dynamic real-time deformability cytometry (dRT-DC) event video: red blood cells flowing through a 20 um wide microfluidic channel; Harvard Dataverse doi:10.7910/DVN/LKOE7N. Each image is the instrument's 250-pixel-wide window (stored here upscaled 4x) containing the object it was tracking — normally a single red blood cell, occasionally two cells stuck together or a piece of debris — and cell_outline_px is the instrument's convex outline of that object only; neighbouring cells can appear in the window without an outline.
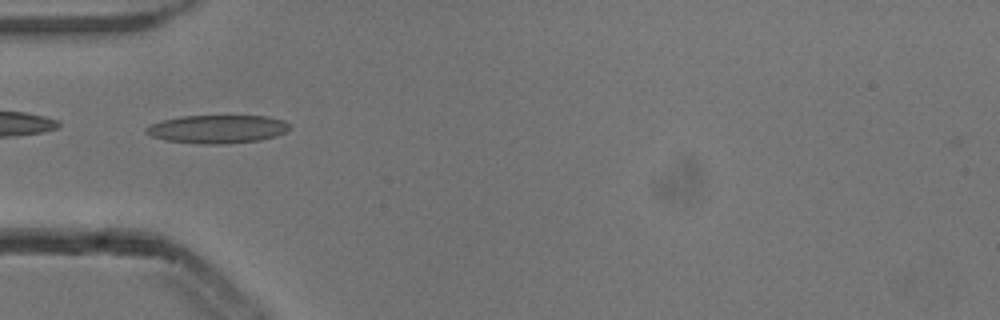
{"species": "common noctule bat (a hibernating species)", "species_latin": "Nyctalus noctula", "temperature_condition": "cold", "stored_images_in_passage": 7, "camera_frame_rate_fps": 3000, "um_per_image_px": 0.085, "animal": {"sex": "male", "body_mass_g": 13.3}, "frame": {"image": 1, "passage_image": 4, "time_ms": 1.0, "image_size_px": [1000, 320], "cell_outline_px": [[292, 128], [276, 136], [260, 140], [224, 144], [200, 144], [164, 140], [152, 136], [144, 132], [144, 128], [152, 124], [164, 120], [180, 116], [268, 116], [284, 120]], "centroid_in_image_um": [18.48, 10.97], "position_along_channel_um": 66.5, "area_um2": 23.7}}
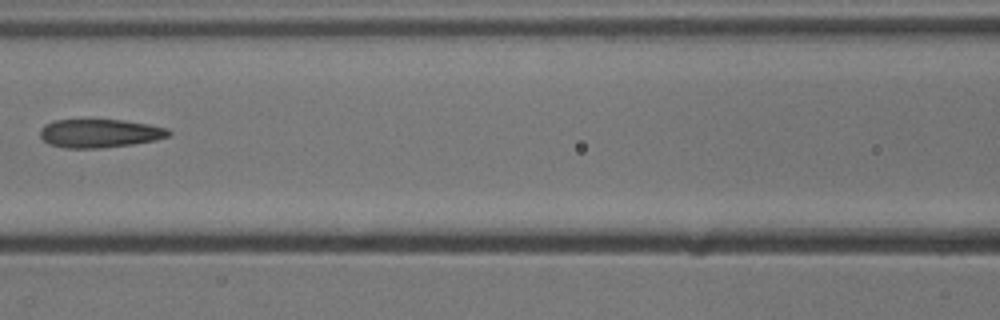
{"frame": {"image": 2, "passage_image": 6, "time_ms": 1.667, "image_size_px": [1000, 320], "cell_outline_px": [[172, 132], [168, 136], [156, 140], [132, 144], [100, 148], [64, 148], [52, 144], [44, 140], [40, 136], [40, 128], [44, 124], [52, 120], [124, 120], [148, 124], [168, 128]], "centroid_in_image_um": [8.48, 11.32], "position_along_channel_um": 158.1, "area_um2": 21.33}}
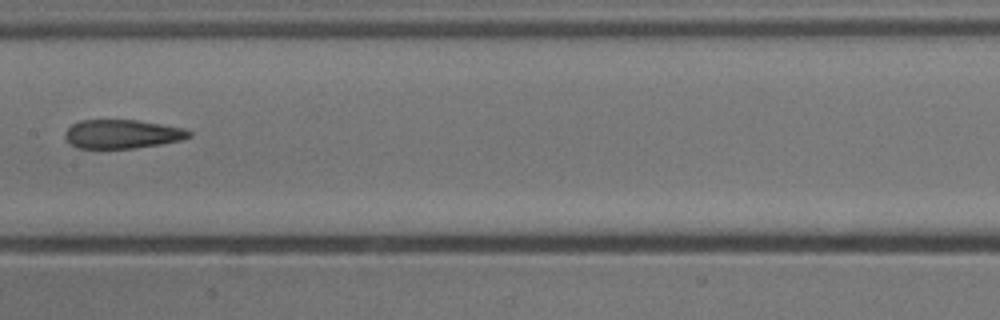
{"frame": {"image": 3, "passage_image": 7, "time_ms": 2.0, "image_size_px": [1000, 320], "cell_outline_px": [[192, 136], [180, 140], [160, 144], [132, 148], [76, 148], [68, 144], [64, 136], [64, 132], [72, 124], [80, 120], [136, 120], [184, 128], [192, 132]], "centroid_in_image_um": [10.34, 11.39], "position_along_channel_um": 197.1, "area_um2": 20.87}}